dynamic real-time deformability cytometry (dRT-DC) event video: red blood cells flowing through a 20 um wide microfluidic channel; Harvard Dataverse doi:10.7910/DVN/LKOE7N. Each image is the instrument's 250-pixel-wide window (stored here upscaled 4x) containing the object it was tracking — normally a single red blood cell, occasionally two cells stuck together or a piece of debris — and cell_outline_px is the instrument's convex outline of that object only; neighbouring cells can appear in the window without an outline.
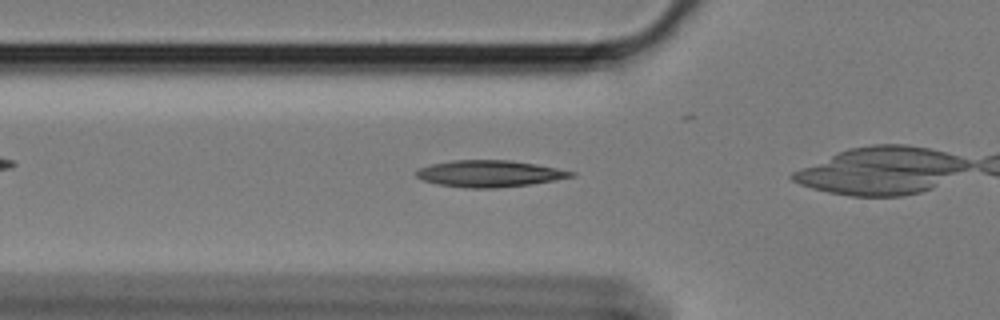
{"species": "Egyptian fruit bat (a non-hibernating species)", "species_latin": "Rousettus aegyptiacus", "temperature_condition": "cold", "stored_images_in_passage": 30, "camera_frame_rate_fps": 3000, "um_per_image_px": 0.085, "animal": {"sex": "female"}, "frame": {"image": 1, "passage_image": 3, "time_ms": 0.667, "image_size_px": [1000, 320], "cell_outline_px": [[576, 176], [556, 180], [532, 184], [496, 188], [464, 188], [440, 184], [424, 180], [416, 176], [416, 172], [420, 168], [432, 164], [452, 160], [512, 160], [536, 164], [576, 172]], "centroid_in_image_um": [41.66, 14.76], "position_along_channel_um": 84.1, "area_um2": 23.99}}
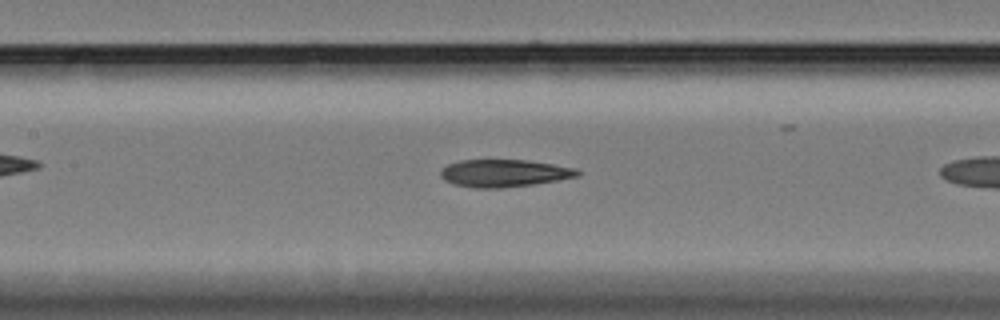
{"frame": {"image": 2, "passage_image": 10, "time_ms": 3.0, "image_size_px": [1000, 320], "cell_outline_px": [[580, 176], [532, 184], [500, 188], [476, 188], [452, 184], [444, 180], [440, 176], [440, 172], [448, 164], [460, 160], [528, 160], [576, 168], [580, 172]], "centroid_in_image_um": [42.83, 14.72], "position_along_channel_um": 164.6, "area_um2": 21.79}}
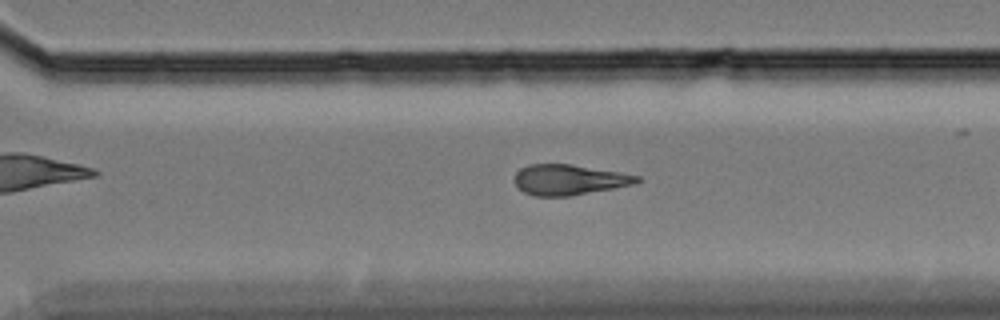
{"frame": {"image": 3, "passage_image": 24, "time_ms": 7.667, "image_size_px": [1000, 320], "cell_outline_px": [[644, 180], [636, 184], [572, 196], [532, 196], [524, 192], [516, 184], [516, 172], [520, 168], [528, 164], [572, 164], [620, 172], [640, 176]], "centroid_in_image_um": [48.43, 15.28], "position_along_channel_um": 322.2, "area_um2": 21.91}}